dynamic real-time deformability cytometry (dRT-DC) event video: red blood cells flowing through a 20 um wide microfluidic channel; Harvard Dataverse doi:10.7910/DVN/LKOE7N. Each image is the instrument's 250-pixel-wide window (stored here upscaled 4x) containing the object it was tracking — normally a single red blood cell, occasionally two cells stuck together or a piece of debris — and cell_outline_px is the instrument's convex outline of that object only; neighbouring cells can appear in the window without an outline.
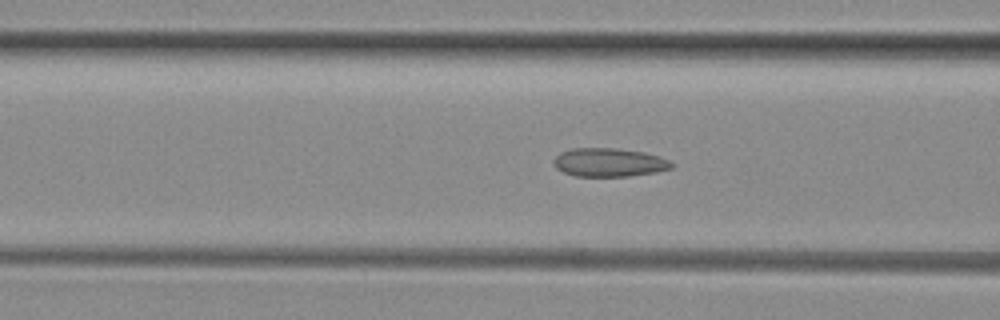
{"species": "common noctule bat (a hibernating species)", "species_latin": "Nyctalus noctula", "temperature_condition": "room temperature", "stored_images_in_passage": 44, "camera_frame_rate_fps": 3000, "um_per_image_px": 0.085, "animal": {"sex": "female", "body_mass_g": 29.2, "forearm_length_mm": 56.3}, "frame": {"image": 1, "passage_image": 20, "time_ms": 6.333, "image_size_px": [1000, 320], "cell_outline_px": [[676, 164], [672, 168], [656, 172], [628, 176], [576, 176], [564, 172], [556, 168], [552, 160], [560, 152], [572, 148], [616, 148], [644, 152], [660, 156]], "centroid_in_image_um": [51.79, 13.8], "position_along_channel_um": 114.8, "area_um2": 19.71}}
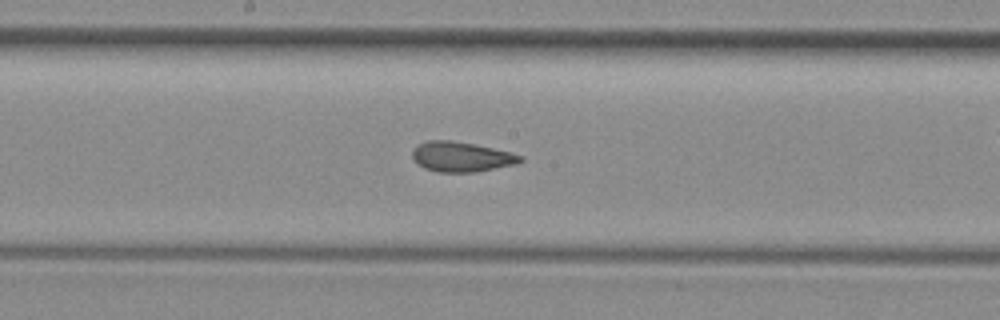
{"frame": {"image": 2, "passage_image": 27, "time_ms": 8.667, "image_size_px": [1000, 320], "cell_outline_px": [[524, 160], [516, 164], [476, 172], [436, 172], [424, 168], [412, 156], [412, 152], [416, 144], [428, 140], [452, 140], [492, 148], [524, 156]], "centroid_in_image_um": [39.21, 13.33], "position_along_channel_um": 209.0, "area_um2": 18.79}}
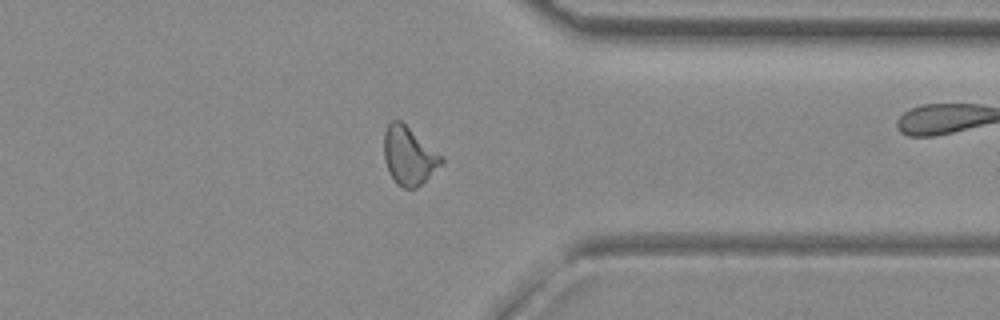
{"frame": {"image": 3, "passage_image": 40, "time_ms": 13.0, "image_size_px": [1000, 320], "cell_outline_px": [[444, 160], [416, 188], [404, 188], [396, 184], [388, 172], [384, 160], [384, 132], [388, 124], [392, 120], [400, 120], [444, 156]], "centroid_in_image_um": [34.73, 13.22], "position_along_channel_um": 376.7, "area_um2": 19.31}, "authors_computed_cell_mechanics": {"area_um2": 19.3341, "velocity_mm_per_s": 4.0352, "shape_relaxation_time_tau1_ms": null, "shape_relaxation_time_tau2_ms": 1.9996, "deformation_change_tau1": null, "deformation_change_tau2": 0.0884}}